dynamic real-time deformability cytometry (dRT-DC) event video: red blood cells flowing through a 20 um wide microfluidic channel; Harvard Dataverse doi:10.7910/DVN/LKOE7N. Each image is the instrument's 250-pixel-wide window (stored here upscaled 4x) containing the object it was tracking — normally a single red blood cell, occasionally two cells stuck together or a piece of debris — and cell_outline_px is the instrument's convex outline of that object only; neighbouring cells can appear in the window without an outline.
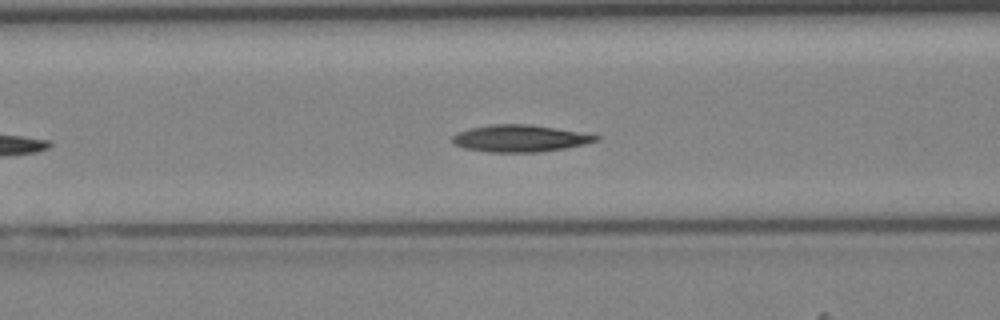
{"species": "Egyptian fruit bat (a non-hibernating species)", "species_latin": "Rousettus aegyptiacus", "temperature_condition": "cold", "stored_images_in_passage": 33, "camera_frame_rate_fps": 3000, "um_per_image_px": 0.085, "animal": {"sex": "female"}, "frame": {"image": 1, "passage_image": 9, "time_ms": 2.667, "image_size_px": [1000, 320], "cell_outline_px": [[600, 140], [584, 144], [564, 148], [540, 152], [488, 152], [464, 148], [452, 144], [448, 140], [456, 132], [488, 124], [528, 124], [600, 136]], "centroid_in_image_um": [44.09, 11.77], "position_along_channel_um": 122.5, "area_um2": 22.48}}
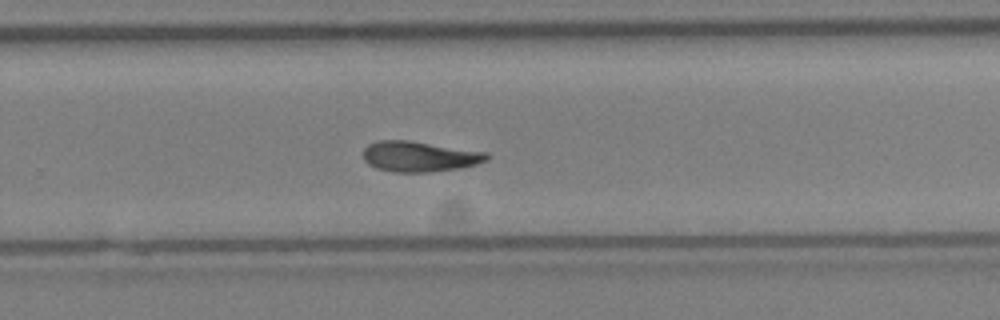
{"frame": {"image": 2, "passage_image": 20, "time_ms": 6.333, "image_size_px": [1000, 320], "cell_outline_px": [[488, 160], [476, 164], [460, 168], [428, 172], [392, 172], [376, 168], [368, 164], [364, 160], [364, 148], [368, 144], [376, 140], [408, 140], [488, 152]], "centroid_in_image_um": [35.64, 13.3], "position_along_channel_um": 294.2, "area_um2": 22.02}}
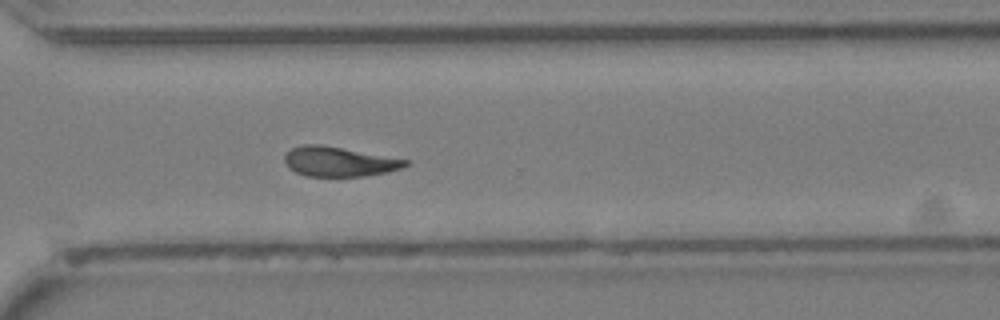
{"frame": {"image": 3, "passage_image": 23, "time_ms": 7.333, "image_size_px": [1000, 320], "cell_outline_px": [[408, 164], [400, 168], [388, 172], [364, 176], [304, 176], [288, 168], [284, 160], [284, 156], [292, 148], [304, 144], [320, 144], [408, 160]], "centroid_in_image_um": [28.77, 13.74], "position_along_channel_um": 341.8, "area_um2": 20.69}}